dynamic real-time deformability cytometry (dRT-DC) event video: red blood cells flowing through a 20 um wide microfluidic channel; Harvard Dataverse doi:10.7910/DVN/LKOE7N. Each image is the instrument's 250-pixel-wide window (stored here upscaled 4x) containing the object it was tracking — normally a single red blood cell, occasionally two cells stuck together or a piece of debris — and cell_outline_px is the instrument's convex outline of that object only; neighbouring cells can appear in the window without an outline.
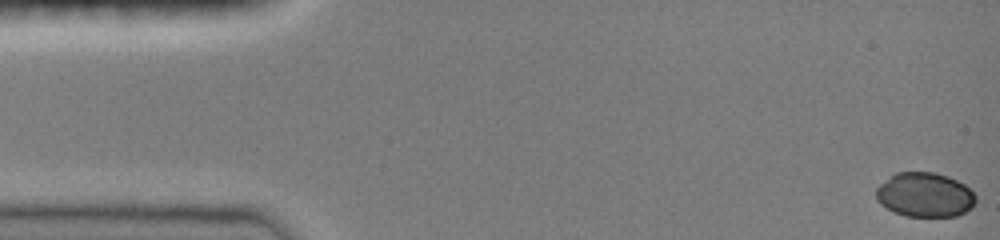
{"species": "common noctule bat (a hibernating species)", "species_latin": "Nyctalus noctula", "temperature_condition": "room temperature", "stored_images_in_passage": 35, "camera_frame_rate_fps": 3000, "um_per_image_px": 0.085, "animal": {"sex": "female", "body_mass_g": 19.0, "forearm_length_mm": 51.5}, "frame": {"image": 1, "passage_image": 1, "time_ms": 0.0, "image_size_px": [1000, 240], "cell_outline_px": [[976, 200], [964, 212], [956, 216], [904, 216], [892, 212], [880, 204], [876, 200], [876, 188], [880, 184], [896, 172], [932, 172], [948, 176], [964, 184], [976, 196]], "centroid_in_image_um": [78.56, 16.56], "position_along_channel_um": 6.4, "area_um2": 25.72}}
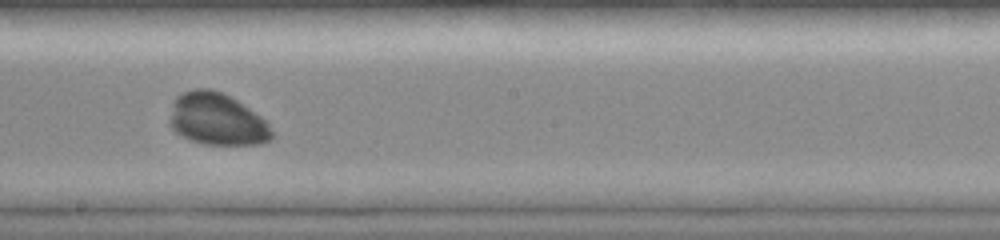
{"frame": {"image": 2, "passage_image": 18, "time_ms": 5.667, "image_size_px": [1000, 240], "cell_outline_px": [[272, 140], [260, 144], [204, 144], [192, 140], [176, 132], [168, 124], [168, 120], [172, 100], [176, 96], [192, 88], [212, 88], [236, 100], [260, 116], [268, 124], [272, 132]], "centroid_in_image_um": [18.39, 10.12], "position_along_channel_um": 229.8, "area_um2": 30.98}}
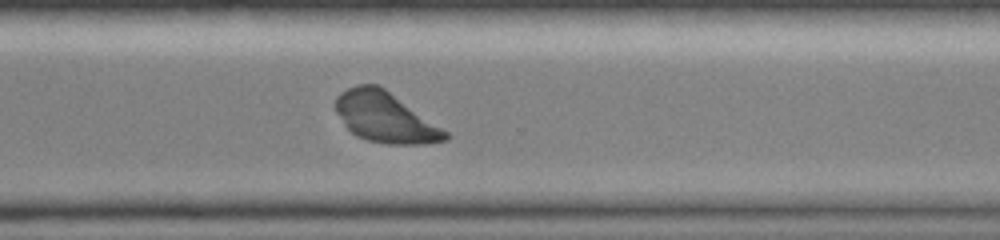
{"frame": {"image": 3, "passage_image": 26, "time_ms": 8.333, "image_size_px": [1000, 240], "cell_outline_px": [[452, 136], [448, 140], [424, 144], [388, 144], [368, 140], [356, 136], [344, 124], [336, 112], [332, 104], [336, 96], [340, 92], [356, 84], [376, 84], [384, 88], [448, 132]], "centroid_in_image_um": [32.71, 9.97], "position_along_channel_um": 337.9, "area_um2": 32.14}}